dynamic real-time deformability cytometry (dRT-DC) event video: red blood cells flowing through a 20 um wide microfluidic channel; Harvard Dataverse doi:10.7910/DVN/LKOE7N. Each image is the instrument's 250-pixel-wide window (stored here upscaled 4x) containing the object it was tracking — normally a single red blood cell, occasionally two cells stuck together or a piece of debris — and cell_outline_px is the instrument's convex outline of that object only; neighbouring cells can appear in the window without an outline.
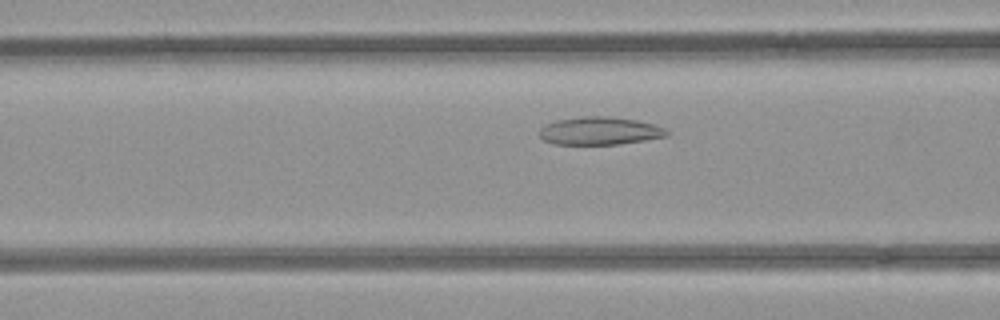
{"species": "common noctule bat (a hibernating species)", "species_latin": "Nyctalus noctula", "temperature_condition": "room temperature", "stored_images_in_passage": 48, "camera_frame_rate_fps": 3000, "um_per_image_px": 0.085, "animal": {"sex": "female", "body_mass_g": 21.9}, "frame": {"image": 1, "passage_image": 16, "time_ms": 5.0, "image_size_px": [1000, 320], "cell_outline_px": [[668, 136], [620, 144], [552, 144], [544, 140], [540, 136], [540, 128], [544, 124], [556, 120], [580, 116], [608, 116], [636, 120], [652, 124], [664, 128], [668, 132]], "centroid_in_image_um": [50.93, 11.12], "position_along_channel_um": 115.7, "area_um2": 20.69}}
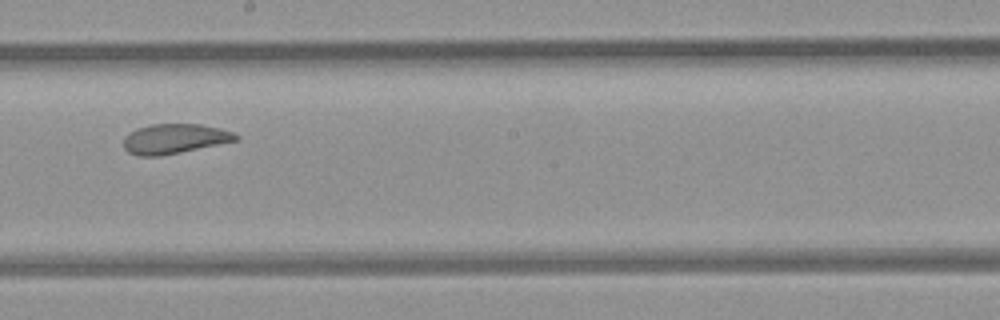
{"frame": {"image": 2, "passage_image": 25, "time_ms": 8.0, "image_size_px": [1000, 320], "cell_outline_px": [[240, 140], [160, 156], [140, 156], [128, 152], [124, 148], [124, 136], [136, 128], [152, 124], [200, 124], [220, 128], [232, 132], [240, 136]], "centroid_in_image_um": [14.84, 11.79], "position_along_channel_um": 233.4, "area_um2": 19.54}}
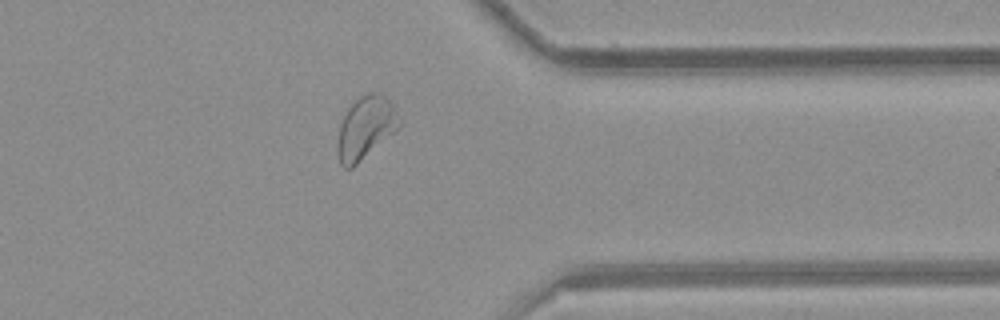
{"frame": {"image": 3, "passage_image": 37, "time_ms": 12.0, "image_size_px": [1000, 320], "cell_outline_px": [[400, 128], [352, 168], [344, 168], [340, 164], [336, 152], [336, 144], [340, 124], [348, 104], [364, 92], [380, 92], [396, 108], [400, 124]], "centroid_in_image_um": [31.04, 10.84], "position_along_channel_um": 380.4, "area_um2": 23.06}, "authors_computed_cell_mechanics": {"area_um2": 23.0622, "velocity_mm_per_s": 3.9108, "shape_relaxation_time_tau1_ms": null, "shape_relaxation_time_tau2_ms": 1.6649, "deformation_change_tau1": null, "deformation_change_tau2": 0.0796}}